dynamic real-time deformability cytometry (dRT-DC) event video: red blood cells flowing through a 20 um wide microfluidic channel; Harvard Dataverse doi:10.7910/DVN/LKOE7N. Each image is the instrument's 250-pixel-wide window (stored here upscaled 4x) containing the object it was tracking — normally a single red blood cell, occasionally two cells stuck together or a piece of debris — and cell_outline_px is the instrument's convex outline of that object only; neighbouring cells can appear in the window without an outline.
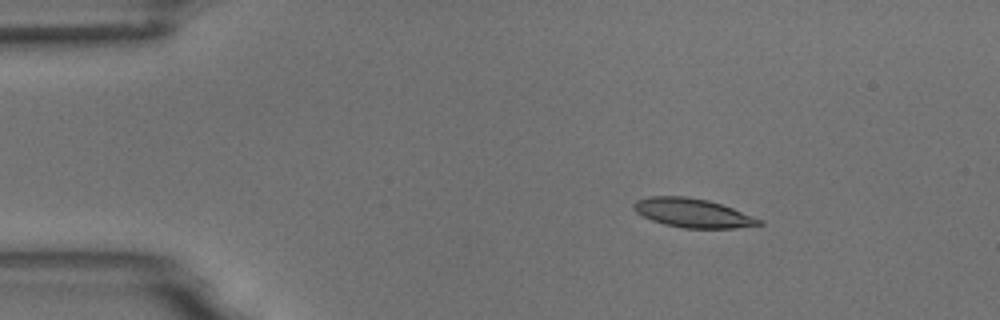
{"species": "common noctule bat (a hibernating species)", "species_latin": "Nyctalus noctula", "temperature_condition": "room temperature", "stored_images_in_passage": 3, "camera_frame_rate_fps": 3000, "um_per_image_px": 0.085, "animal": {"sex": "male", "body_mass_g": 18.8}, "frame": {"image": 1, "passage_image": 1, "time_ms": 0.0, "image_size_px": [1000, 320], "cell_outline_px": [[764, 224], [736, 228], [684, 228], [664, 224], [652, 220], [636, 212], [632, 208], [632, 204], [636, 200], [648, 196], [688, 196], [708, 200], [732, 208], [764, 220]], "centroid_in_image_um": [58.88, 18.1], "position_along_channel_um": 26.1, "area_um2": 21.21}}